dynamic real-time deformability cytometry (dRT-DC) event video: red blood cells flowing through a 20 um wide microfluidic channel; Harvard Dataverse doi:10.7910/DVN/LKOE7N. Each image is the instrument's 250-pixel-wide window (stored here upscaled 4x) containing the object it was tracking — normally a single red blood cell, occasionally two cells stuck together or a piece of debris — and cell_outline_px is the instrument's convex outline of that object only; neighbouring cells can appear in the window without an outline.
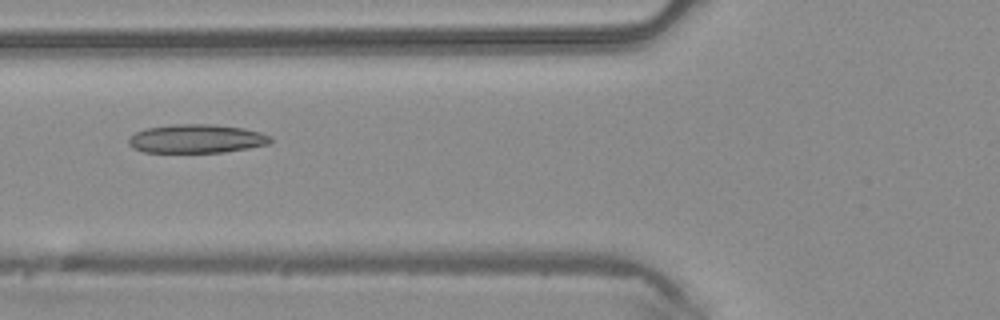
{"species": "common noctule bat (a hibernating species)", "species_latin": "Nyctalus noctula", "temperature_condition": "warm", "stored_images_in_passage": 4, "camera_frame_rate_fps": 3000, "um_per_image_px": 0.085, "animal": {"sex": "male", "body_mass_g": 20.4}, "frame": {"image": 1, "passage_image": 4, "time_ms": 1.0, "image_size_px": [1000, 320], "cell_outline_px": [[272, 140], [268, 144], [248, 148], [224, 152], [144, 152], [132, 148], [128, 144], [128, 140], [136, 132], [148, 128], [172, 124], [212, 124], [244, 128], [260, 132], [268, 136]], "centroid_in_image_um": [16.69, 11.79], "position_along_channel_um": 109.1, "area_um2": 23.58}}